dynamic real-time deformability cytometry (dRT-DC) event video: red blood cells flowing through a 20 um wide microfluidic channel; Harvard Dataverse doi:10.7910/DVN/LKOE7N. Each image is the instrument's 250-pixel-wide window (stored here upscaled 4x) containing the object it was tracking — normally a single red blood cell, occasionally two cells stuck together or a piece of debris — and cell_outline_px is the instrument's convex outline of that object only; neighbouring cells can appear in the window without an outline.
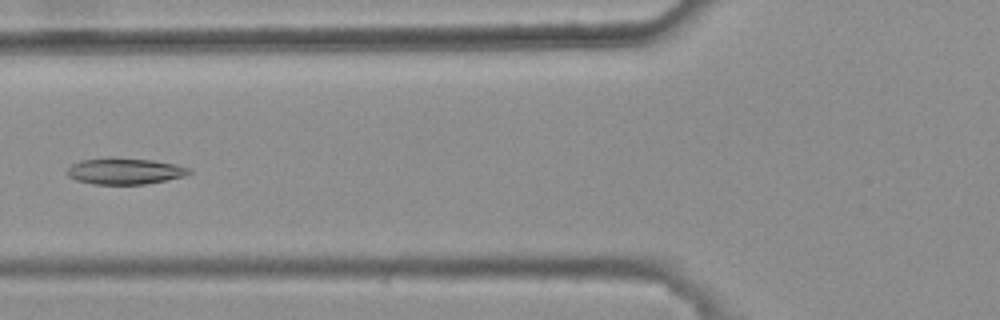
{"species": "common noctule bat (a hibernating species)", "species_latin": "Nyctalus noctula", "temperature_condition": "warm", "stored_images_in_passage": 8, "camera_frame_rate_fps": 3000, "um_per_image_px": 0.085, "animal": {"sex": "female", "body_mass_g": 25.1}, "frame": {"image": 1, "passage_image": 5, "time_ms": 1.333, "image_size_px": [1000, 320], "cell_outline_px": [[192, 172], [184, 176], [144, 184], [92, 184], [76, 180], [68, 176], [68, 168], [72, 164], [80, 160], [152, 160], [176, 164], [192, 168]], "centroid_in_image_um": [10.65, 14.58], "position_along_channel_um": 115.1, "area_um2": 17.86}}
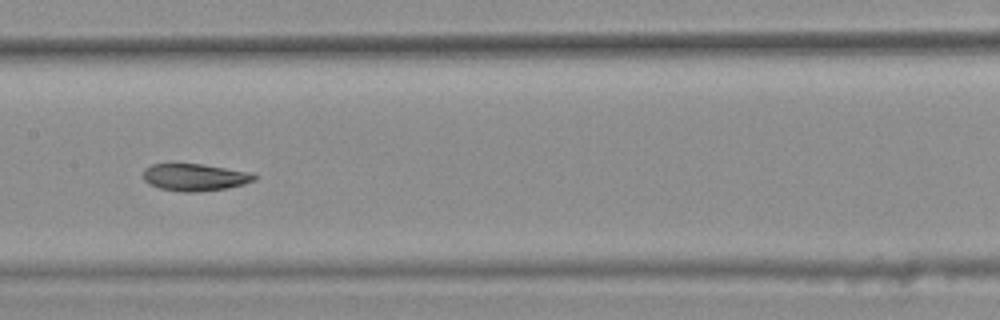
{"frame": {"image": 2, "passage_image": 7, "time_ms": 2.0, "image_size_px": [1000, 320], "cell_outline_px": [[256, 180], [244, 184], [228, 188], [196, 192], [180, 192], [160, 188], [148, 184], [144, 180], [144, 168], [152, 164], [200, 164], [252, 172], [256, 176]], "centroid_in_image_um": [16.57, 15.07], "position_along_channel_um": 190.8, "area_um2": 17.63}}
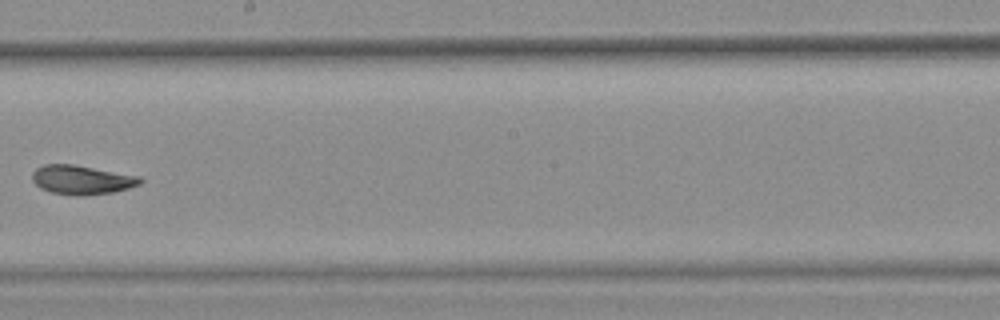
{"frame": {"image": 3, "passage_image": 8, "time_ms": 2.333, "image_size_px": [1000, 320], "cell_outline_px": [[144, 180], [140, 184], [128, 188], [112, 192], [84, 196], [80, 196], [52, 192], [40, 188], [32, 180], [32, 172], [36, 168], [44, 164], [72, 164], [140, 176]], "centroid_in_image_um": [6.95, 15.28], "position_along_channel_um": 241.3, "area_um2": 18.26}}